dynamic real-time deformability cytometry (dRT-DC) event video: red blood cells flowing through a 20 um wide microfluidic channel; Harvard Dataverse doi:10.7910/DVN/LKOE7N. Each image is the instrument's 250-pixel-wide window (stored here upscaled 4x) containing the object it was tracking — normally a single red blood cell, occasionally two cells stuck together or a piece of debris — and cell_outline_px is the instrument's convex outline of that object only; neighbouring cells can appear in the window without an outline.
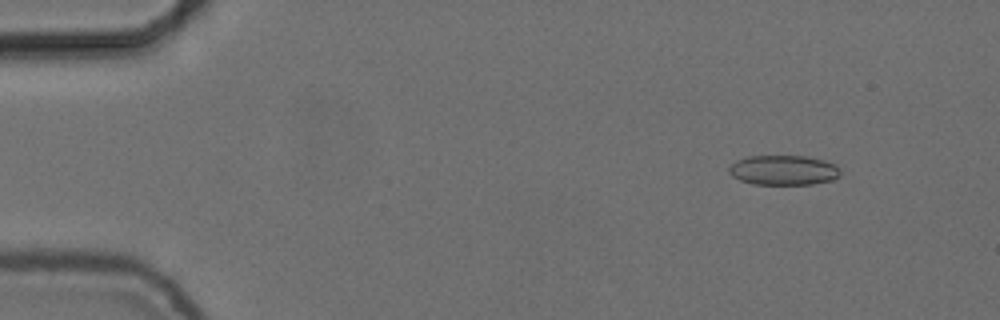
{"species": "common noctule bat (a hibernating species)", "species_latin": "Nyctalus noctula", "temperature_condition": "cold", "stored_images_in_passage": 50, "camera_frame_rate_fps": 3000, "um_per_image_px": 0.085, "animal": {"sex": "female", "body_mass_g": 24.6, "forearm_length_mm": 56.2}, "frame": {"image": 1, "passage_image": 1, "time_ms": 0.0, "image_size_px": [1000, 320], "cell_outline_px": [[840, 176], [832, 180], [812, 184], [752, 184], [740, 180], [732, 176], [728, 172], [728, 168], [736, 160], [748, 156], [808, 156], [824, 160], [836, 164], [840, 172]], "centroid_in_image_um": [66.6, 14.46], "position_along_channel_um": 18.4, "area_um2": 19.48}}
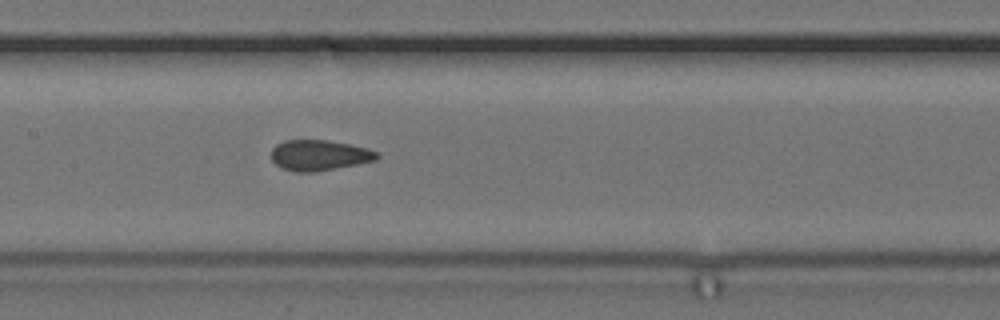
{"frame": {"image": 2, "passage_image": 22, "time_ms": 7.0, "image_size_px": [1000, 320], "cell_outline_px": [[380, 156], [376, 160], [336, 168], [312, 172], [296, 172], [284, 168], [276, 164], [272, 160], [272, 148], [276, 144], [284, 140], [328, 140], [368, 148], [376, 152]], "centroid_in_image_um": [27.13, 13.18], "position_along_channel_um": 180.3, "area_um2": 18.67}}
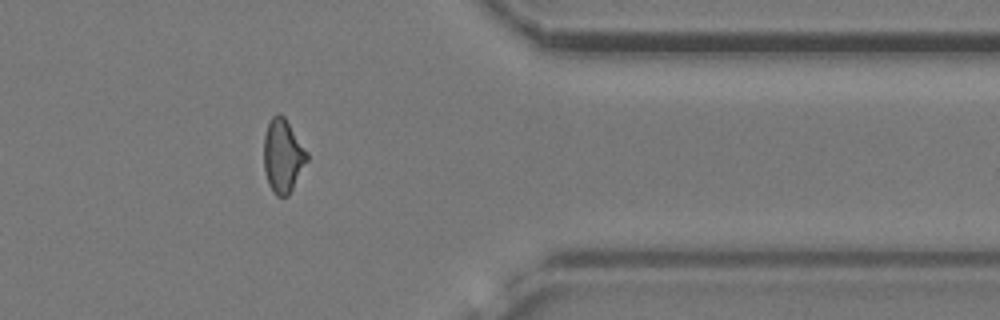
{"frame": {"image": 3, "passage_image": 40, "time_ms": 13.0, "image_size_px": [1000, 320], "cell_outline_px": [[308, 160], [288, 196], [276, 196], [272, 192], [268, 184], [264, 172], [264, 136], [268, 124], [272, 116], [276, 112], [280, 112], [284, 116], [308, 152]], "centroid_in_image_um": [24.03, 13.24], "position_along_channel_um": 387.4, "area_um2": 18.61}, "authors_computed_cell_mechanics": {"area_um2": 18.6694, "velocity_mm_per_s": 3.7311, "shape_relaxation_time_tau1_ms": null, "shape_relaxation_time_tau2_ms": 1.8173, "deformation_change_tau1": null, "deformation_change_tau2": 0.0635}}